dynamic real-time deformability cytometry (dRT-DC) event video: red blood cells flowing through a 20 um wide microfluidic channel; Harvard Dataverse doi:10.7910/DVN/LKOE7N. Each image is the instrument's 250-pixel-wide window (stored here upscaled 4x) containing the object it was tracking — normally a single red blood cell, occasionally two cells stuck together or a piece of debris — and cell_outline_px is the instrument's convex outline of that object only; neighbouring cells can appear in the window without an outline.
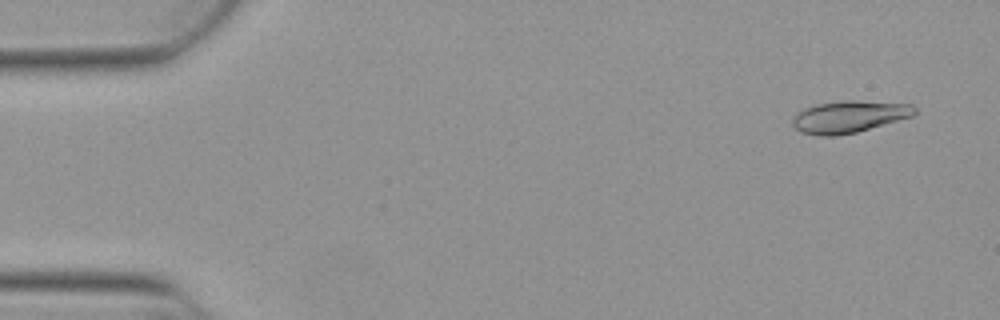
{"species": "Egyptian fruit bat (a non-hibernating species)", "species_latin": "Rousettus aegyptiacus", "temperature_condition": "warm", "stored_images_in_passage": 14, "camera_frame_rate_fps": 3000, "um_per_image_px": 0.085, "animal": {"sex": "female"}, "frame": {"image": 1, "passage_image": 3, "time_ms": 0.667, "image_size_px": [1000, 320], "cell_outline_px": [[916, 112], [912, 116], [856, 132], [836, 136], [816, 136], [800, 132], [792, 124], [792, 120], [804, 108], [816, 104], [848, 100], [856, 100], [912, 104], [916, 108]], "centroid_in_image_um": [72.17, 9.92], "position_along_channel_um": 12.8, "area_um2": 22.6}}
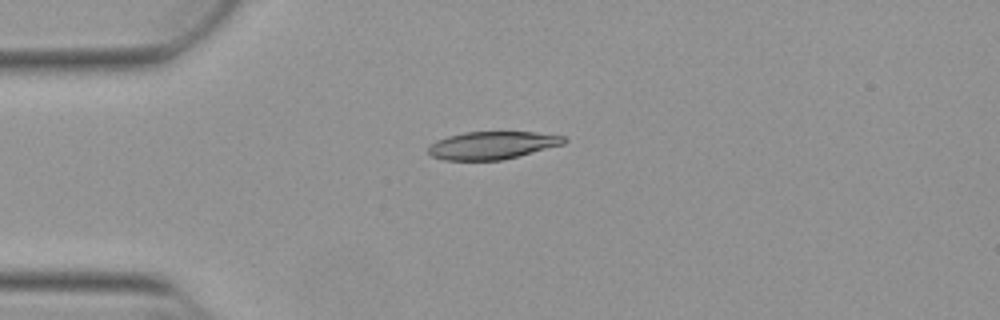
{"frame": {"image": 2, "passage_image": 13, "time_ms": 4.0, "image_size_px": [1000, 320], "cell_outline_px": [[568, 140], [564, 144], [504, 160], [444, 160], [432, 156], [428, 152], [428, 148], [436, 140], [448, 136], [464, 132], [532, 132], [564, 136]], "centroid_in_image_um": [41.85, 12.35], "position_along_channel_um": 43.2, "area_um2": 21.91}}